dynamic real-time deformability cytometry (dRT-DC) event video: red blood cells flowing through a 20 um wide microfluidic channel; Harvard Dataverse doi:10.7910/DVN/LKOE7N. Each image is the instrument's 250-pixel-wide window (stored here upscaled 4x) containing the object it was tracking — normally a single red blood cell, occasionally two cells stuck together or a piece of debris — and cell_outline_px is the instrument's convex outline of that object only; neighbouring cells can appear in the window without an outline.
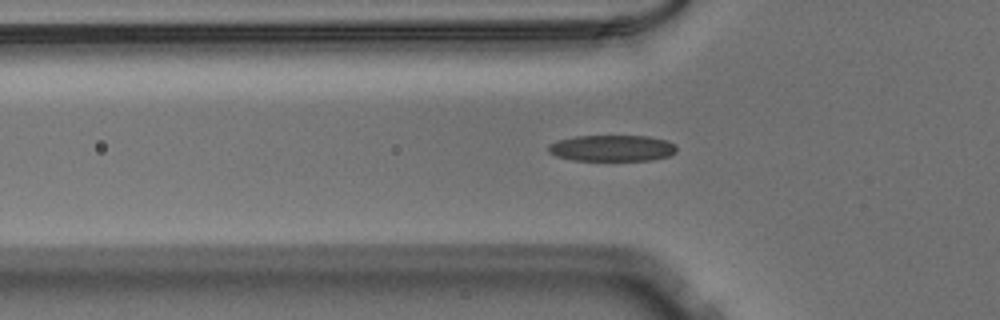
{"species": "Egyptian fruit bat (a non-hibernating species)", "species_latin": "Rousettus aegyptiacus", "temperature_condition": "warm", "stored_images_in_passage": 39, "camera_frame_rate_fps": 3000, "um_per_image_px": 0.085, "animal": {"sex": "male"}, "frame": {"image": 1, "passage_image": 7, "time_ms": 2.0, "image_size_px": [1000, 320], "cell_outline_px": [[676, 152], [668, 156], [652, 160], [572, 160], [556, 156], [548, 152], [548, 144], [556, 140], [576, 136], [648, 136], [668, 140], [676, 144]], "centroid_in_image_um": [52.02, 12.59], "position_along_channel_um": 73.8, "area_um2": 19.77}}
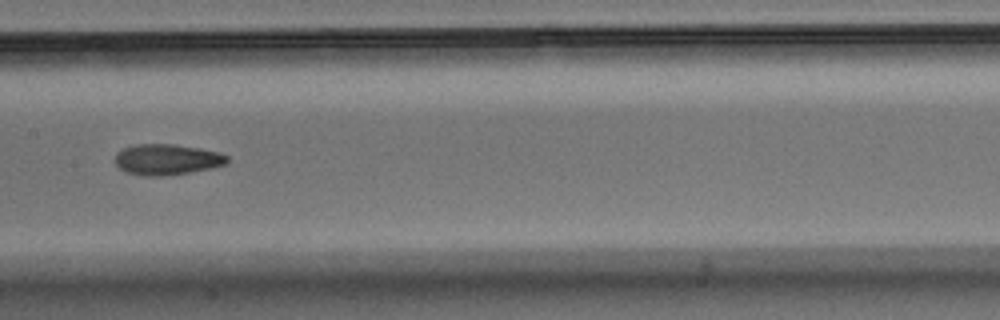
{"frame": {"image": 2, "passage_image": 16, "time_ms": 5.0, "image_size_px": [1000, 320], "cell_outline_px": [[228, 164], [212, 168], [192, 172], [164, 176], [144, 176], [128, 172], [120, 168], [116, 164], [116, 152], [124, 148], [136, 144], [176, 144], [200, 148], [220, 152], [228, 156]], "centroid_in_image_um": [14.24, 13.55], "position_along_channel_um": 193.2, "area_um2": 20.29}}
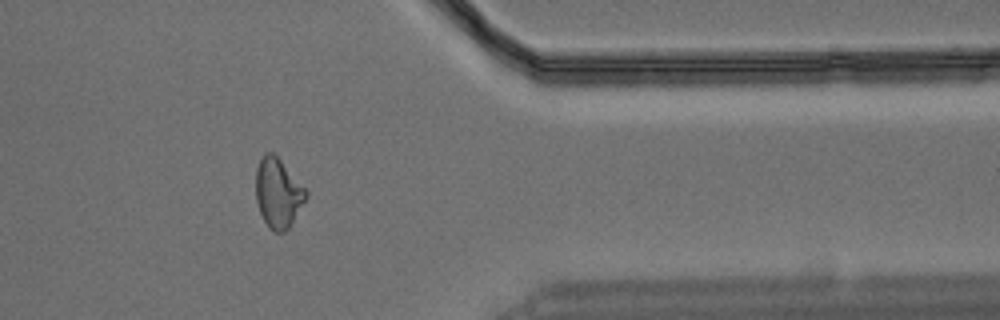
{"frame": {"image": 3, "passage_image": 32, "time_ms": 10.333, "image_size_px": [1000, 320], "cell_outline_px": [[308, 196], [288, 228], [284, 232], [272, 232], [268, 228], [260, 212], [256, 200], [256, 168], [264, 152], [272, 152], [280, 160], [308, 192]], "centroid_in_image_um": [23.62, 16.42], "position_along_channel_um": 387.8, "area_um2": 20.06}}